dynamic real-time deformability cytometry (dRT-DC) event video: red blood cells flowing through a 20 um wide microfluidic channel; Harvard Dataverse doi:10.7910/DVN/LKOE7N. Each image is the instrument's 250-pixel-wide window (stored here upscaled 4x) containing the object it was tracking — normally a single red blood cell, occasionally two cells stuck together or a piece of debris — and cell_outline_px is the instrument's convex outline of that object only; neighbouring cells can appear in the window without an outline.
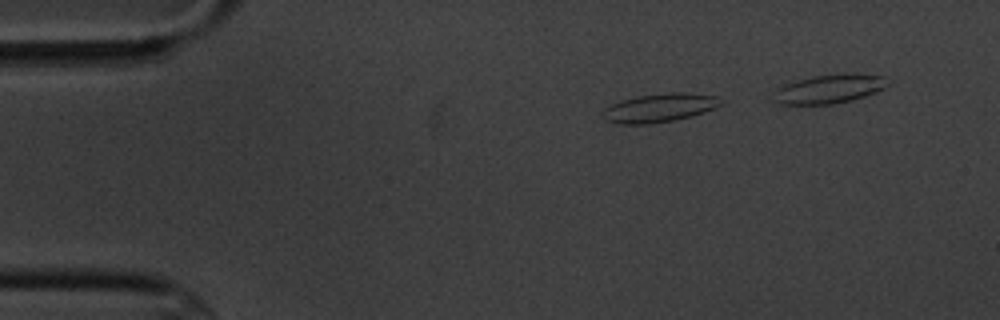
{"species": "common noctule bat (a hibernating species)", "species_latin": "Nyctalus noctula", "temperature_condition": "cold", "stored_images_in_passage": 6, "camera_frame_rate_fps": 3000, "um_per_image_px": 0.085, "animal": {"sex": "male", "body_mass_g": 20.1, "forearm_length_mm": 53.5}, "frame": {"image": 1, "passage_image": 2, "time_ms": 1.0, "image_size_px": [1000, 320], "cell_outline_px": [[724, 104], [716, 108], [692, 116], [672, 120], [648, 124], [616, 124], [604, 120], [600, 116], [600, 112], [604, 108], [620, 100], [636, 96], [668, 92], [684, 92], [720, 96]], "centroid_in_image_um": [56.04, 9.16], "position_along_channel_um": 29.0, "area_um2": 20.17}}
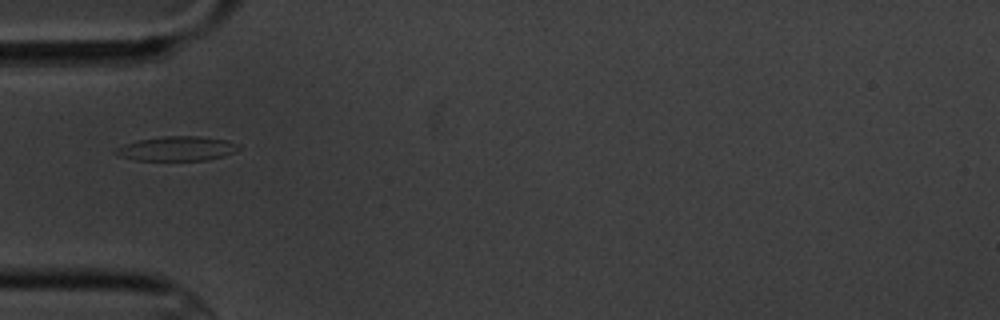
{"frame": {"image": 2, "passage_image": 5, "time_ms": 5.667, "image_size_px": [1000, 320], "cell_outline_px": [[240, 148], [236, 152], [224, 156], [208, 160], [136, 160], [116, 156], [112, 152], [116, 148], [124, 144], [136, 140], [164, 136], [200, 136], [228, 140], [240, 144]], "centroid_in_image_um": [15.04, 12.63], "position_along_channel_um": 70.0, "area_um2": 17.86}}
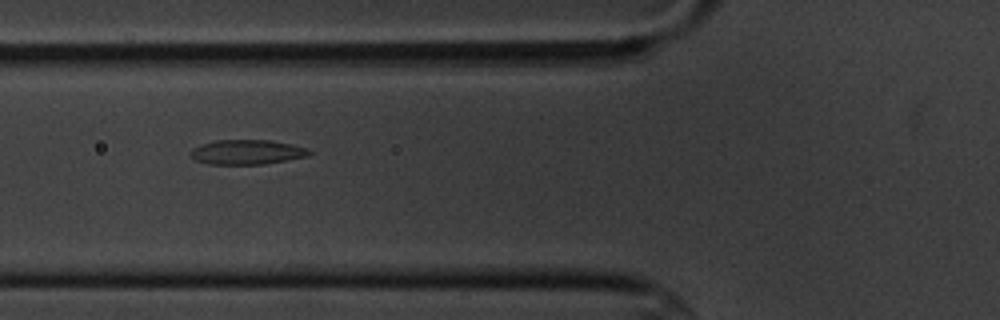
{"frame": {"image": 3, "passage_image": 6, "time_ms": 6.667, "image_size_px": [1000, 320], "cell_outline_px": [[312, 152], [308, 156], [264, 164], [208, 164], [196, 160], [188, 156], [188, 152], [192, 148], [200, 144], [216, 140], [272, 140], [308, 148]], "centroid_in_image_um": [20.94, 12.92], "position_along_channel_um": 104.9, "area_um2": 17.22}}